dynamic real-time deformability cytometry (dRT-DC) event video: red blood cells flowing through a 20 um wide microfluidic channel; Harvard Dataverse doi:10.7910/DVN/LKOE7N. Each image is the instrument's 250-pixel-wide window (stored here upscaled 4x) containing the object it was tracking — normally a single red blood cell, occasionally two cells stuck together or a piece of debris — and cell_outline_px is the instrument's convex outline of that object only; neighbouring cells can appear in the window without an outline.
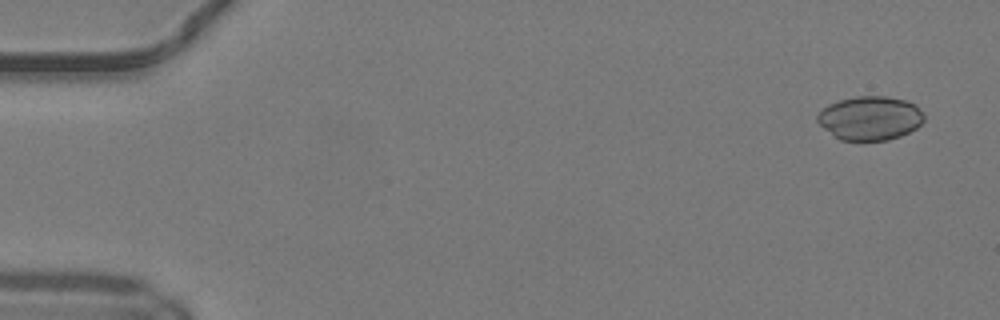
{"species": "common noctule bat (a hibernating species)", "species_latin": "Nyctalus noctula", "temperature_condition": "warm", "stored_images_in_passage": 50, "camera_frame_rate_fps": 3000, "um_per_image_px": 0.085, "animal": {"sex": "male", "body_mass_g": 19.2, "forearm_length_mm": 51.8}, "frame": {"image": 1, "passage_image": 3, "time_ms": 0.667, "image_size_px": [1000, 320], "cell_outline_px": [[924, 120], [916, 128], [900, 136], [888, 140], [840, 140], [824, 128], [816, 120], [816, 116], [828, 104], [840, 100], [856, 96], [884, 96], [904, 100], [912, 104], [924, 116]], "centroid_in_image_um": [73.92, 10.04], "position_along_channel_um": 11.1, "area_um2": 26.88}}
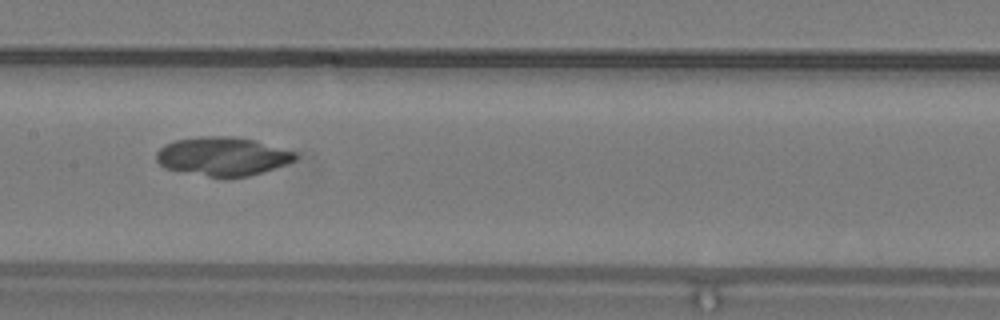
{"frame": {"image": 2, "passage_image": 26, "time_ms": 8.333, "image_size_px": [1000, 320], "cell_outline_px": [[300, 156], [296, 160], [288, 164], [248, 176], [208, 176], [164, 168], [156, 160], [156, 152], [164, 144], [176, 140], [200, 136], [232, 136], [256, 140], [296, 152]], "centroid_in_image_um": [18.95, 13.27], "position_along_channel_um": 188.5, "area_um2": 31.27}}
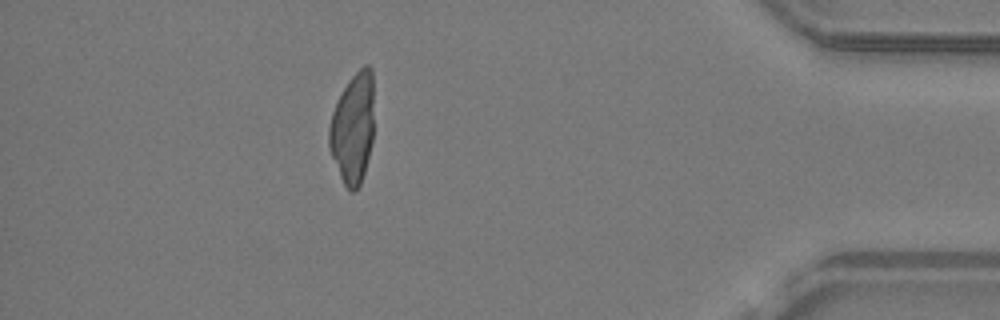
{"frame": {"image": 3, "passage_image": 45, "time_ms": 14.667, "image_size_px": [1000, 320], "cell_outline_px": [[372, 144], [364, 172], [360, 184], [352, 192], [344, 184], [340, 176], [328, 148], [328, 128], [332, 112], [348, 80], [364, 64], [368, 64], [372, 68]], "centroid_in_image_um": [29.97, 10.89], "position_along_channel_um": 405.2, "area_um2": 28.61}, "authors_computed_cell_mechanics": {"area_um2": 29.767, "velocity_mm_per_s": 4.1693, "shape_relaxation_time_tau1_ms": null, "shape_relaxation_time_tau2_ms": 1.1366, "deformation_change_tau1": null, "deformation_change_tau2": 0.0244}}